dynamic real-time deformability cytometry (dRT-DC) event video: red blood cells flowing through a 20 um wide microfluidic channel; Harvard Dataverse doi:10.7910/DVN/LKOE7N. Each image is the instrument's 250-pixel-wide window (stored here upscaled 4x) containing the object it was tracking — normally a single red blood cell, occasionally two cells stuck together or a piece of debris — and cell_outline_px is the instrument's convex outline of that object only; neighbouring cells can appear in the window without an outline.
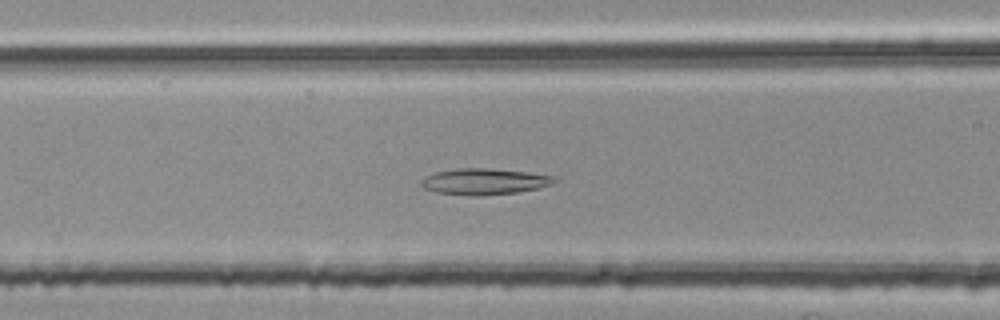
{"species": "common noctule bat (a hibernating species)", "species_latin": "Nyctalus noctula", "temperature_condition": "room temperature", "stored_images_in_passage": 31, "camera_frame_rate_fps": 3000, "um_per_image_px": 0.085, "animal": {"sex": "female", "body_mass_g": 25.1}, "frame": {"image": 1, "passage_image": 8, "time_ms": 2.333, "image_size_px": [1000, 320], "cell_outline_px": [[556, 180], [552, 184], [540, 188], [520, 192], [480, 196], [472, 196], [436, 192], [424, 188], [420, 184], [420, 180], [436, 172], [460, 168], [488, 168], [528, 172], [556, 176]], "centroid_in_image_um": [41.21, 15.44], "position_along_channel_um": 125.4, "area_um2": 20.4}}
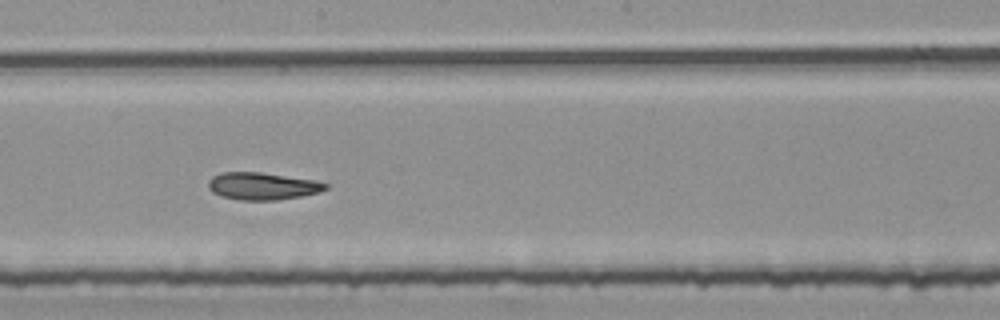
{"frame": {"image": 2, "passage_image": 16, "time_ms": 5.0, "image_size_px": [1000, 320], "cell_outline_px": [[328, 188], [320, 192], [300, 196], [276, 200], [240, 200], [220, 196], [212, 192], [208, 188], [208, 180], [212, 176], [220, 172], [260, 172], [316, 180], [328, 184]], "centroid_in_image_um": [22.28, 15.81], "position_along_channel_um": 225.9, "area_um2": 18.79}}
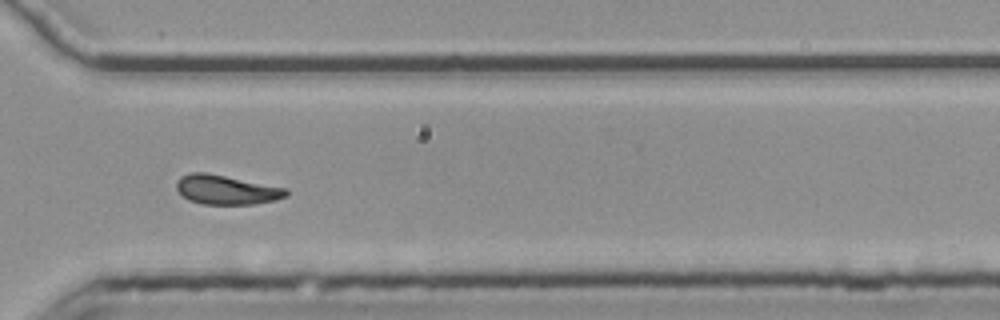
{"frame": {"image": 3, "passage_image": 26, "time_ms": 8.333, "image_size_px": [1000, 320], "cell_outline_px": [[288, 196], [276, 200], [252, 204], [200, 204], [188, 200], [176, 188], [176, 180], [180, 176], [192, 172], [204, 172], [288, 188]], "centroid_in_image_um": [19.24, 16.13], "position_along_channel_um": 351.4, "area_um2": 18.79}, "authors_computed_cell_mechanics": {"area_um2": 19.074, "velocity_mm_per_s": 3.7714, "shape_relaxation_time_tau1_ms": null, "shape_relaxation_time_tau2_ms": 4.737, "deformation_change_tau1": null, "deformation_change_tau2": 0.1213}}